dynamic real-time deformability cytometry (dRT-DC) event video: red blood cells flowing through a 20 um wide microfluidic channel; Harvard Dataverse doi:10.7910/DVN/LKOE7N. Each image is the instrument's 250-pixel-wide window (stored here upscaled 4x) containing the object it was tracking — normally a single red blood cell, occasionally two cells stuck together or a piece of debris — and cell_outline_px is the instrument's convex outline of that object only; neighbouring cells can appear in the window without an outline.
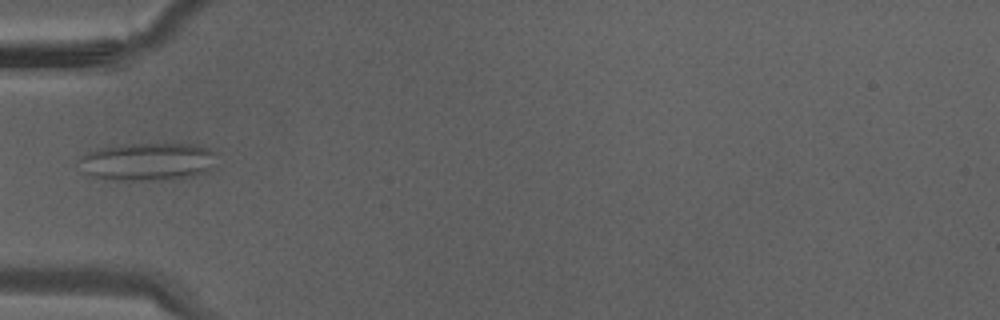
{"species": "Egyptian fruit bat (a non-hibernating species)", "species_latin": "Rousettus aegyptiacus", "temperature_condition": "warm", "stored_images_in_passage": 25, "camera_frame_rate_fps": 3000, "um_per_image_px": 0.085, "animal": {"sex": "male"}, "frame": {"image": 1, "passage_image": 1, "time_ms": 0.0, "image_size_px": [1000, 320], "cell_outline_px": [[212, 152], [208, 172], [196, 176], [172, 180], [124, 180], [92, 176], [84, 172], [76, 160], [88, 152], [100, 148], [128, 144], [200, 144], [208, 148]], "centroid_in_image_um": [12.52, 13.75], "position_along_channel_um": 72.5, "area_um2": 30.11}}
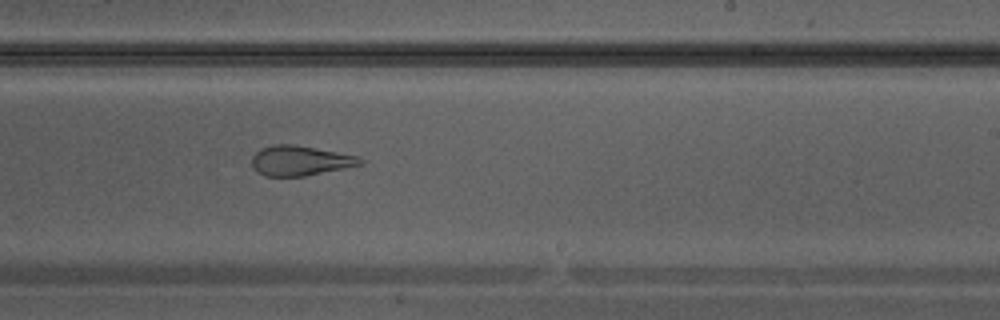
{"frame": {"image": 2, "passage_image": 11, "time_ms": 3.333, "image_size_px": [1000, 320], "cell_outline_px": [[364, 164], [304, 176], [264, 176], [256, 172], [252, 168], [252, 156], [260, 148], [272, 144], [288, 144], [336, 152], [356, 156], [364, 160]], "centroid_in_image_um": [25.45, 13.67], "position_along_channel_um": 263.6, "area_um2": 18.73}}